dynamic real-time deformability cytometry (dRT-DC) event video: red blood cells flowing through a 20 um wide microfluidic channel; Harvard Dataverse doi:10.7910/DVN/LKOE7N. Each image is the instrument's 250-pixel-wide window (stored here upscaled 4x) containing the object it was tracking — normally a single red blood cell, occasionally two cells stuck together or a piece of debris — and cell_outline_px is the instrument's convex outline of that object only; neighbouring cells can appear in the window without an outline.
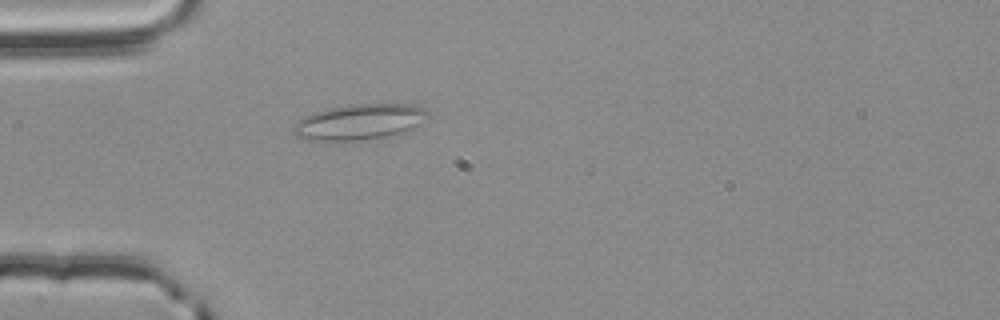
{"species": "common noctule bat (a hibernating species)", "species_latin": "Nyctalus noctula", "temperature_condition": "room temperature", "stored_images_in_passage": 49, "camera_frame_rate_fps": 3000, "um_per_image_px": 0.085, "animal": {"sex": "male", "body_mass_g": 20.4}, "frame": {"image": 1, "passage_image": 10, "time_ms": 3.0, "image_size_px": [1000, 320], "cell_outline_px": [[432, 116], [428, 120], [412, 132], [404, 136], [360, 140], [304, 140], [296, 136], [292, 132], [292, 124], [296, 120], [312, 112], [328, 108], [352, 104], [412, 104], [424, 108]], "centroid_in_image_um": [30.66, 10.38], "position_along_channel_um": 54.3, "area_um2": 29.3}}
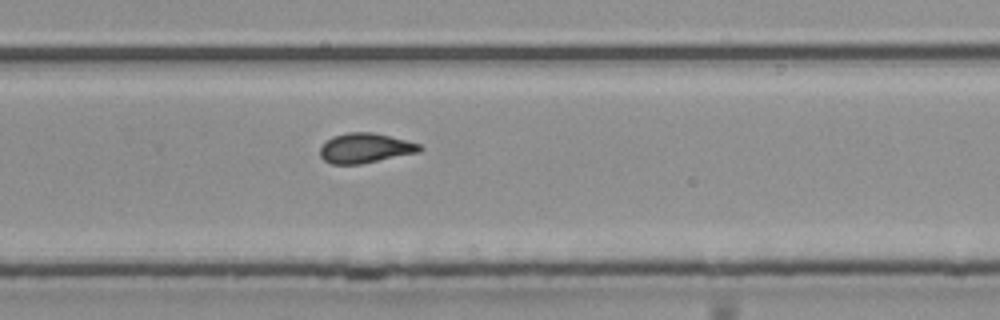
{"frame": {"image": 2, "passage_image": 30, "time_ms": 9.667, "image_size_px": [1000, 320], "cell_outline_px": [[424, 148], [420, 152], [360, 164], [332, 164], [324, 160], [320, 156], [320, 148], [332, 136], [348, 132], [372, 132], [420, 144]], "centroid_in_image_um": [31.04, 12.59], "position_along_channel_um": 298.8, "area_um2": 17.17}}
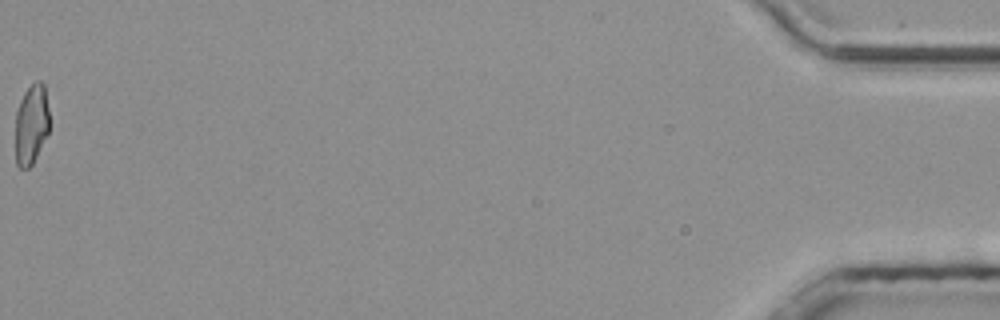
{"frame": {"image": 3, "passage_image": 49, "time_ms": 16.0, "image_size_px": [1000, 320], "cell_outline_px": [[48, 132], [32, 164], [28, 168], [20, 168], [16, 164], [16, 112], [20, 100], [24, 92], [36, 80], [40, 80], [44, 84], [48, 108]], "centroid_in_image_um": [2.65, 10.54], "position_along_channel_um": 432.5, "area_um2": 15.66}, "authors_computed_cell_mechanics": {"area_um2": 17.1666, "velocity_mm_per_s": 3.7854, "shape_relaxation_time_tau1_ms": null, "shape_relaxation_time_tau2_ms": 2.6867, "deformation_change_tau1": null, "deformation_change_tau2": 0.086}}